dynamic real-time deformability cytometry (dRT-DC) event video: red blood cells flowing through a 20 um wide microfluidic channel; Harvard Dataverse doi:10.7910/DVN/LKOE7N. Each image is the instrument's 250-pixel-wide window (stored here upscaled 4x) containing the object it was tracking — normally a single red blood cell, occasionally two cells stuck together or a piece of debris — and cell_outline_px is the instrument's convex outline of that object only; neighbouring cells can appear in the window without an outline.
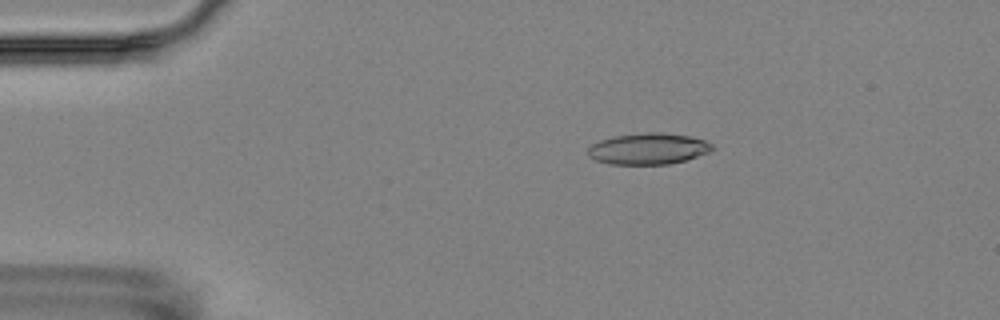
{"species": "Egyptian fruit bat (a non-hibernating species)", "species_latin": "Rousettus aegyptiacus", "temperature_condition": "room temperature", "stored_images_in_passage": 16, "camera_frame_rate_fps": 3000, "um_per_image_px": 0.085, "animal": {"sex": "female"}, "frame": {"image": 1, "passage_image": 3, "time_ms": 2.0, "image_size_px": [1000, 320], "cell_outline_px": [[716, 148], [708, 152], [684, 160], [668, 164], [608, 164], [596, 160], [588, 156], [588, 148], [592, 144], [600, 140], [612, 136], [648, 132], [660, 132], [688, 136], [704, 140], [712, 144]], "centroid_in_image_um": [55.07, 12.64], "position_along_channel_um": 29.9, "area_um2": 22.54}}
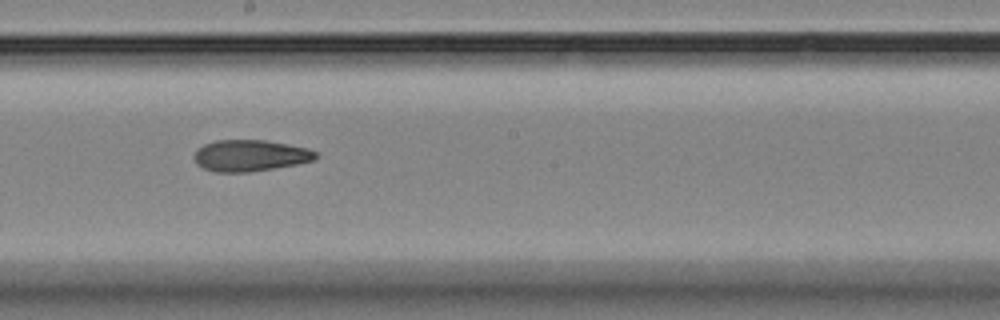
{"frame": {"image": 2, "passage_image": 9, "time_ms": 9.0, "image_size_px": [1000, 320], "cell_outline_px": [[316, 156], [312, 160], [296, 164], [248, 172], [216, 172], [204, 168], [196, 164], [196, 152], [204, 144], [216, 140], [264, 140], [288, 144], [308, 148], [316, 152]], "centroid_in_image_um": [21.26, 13.22], "position_along_channel_um": 226.9, "area_um2": 21.85}}
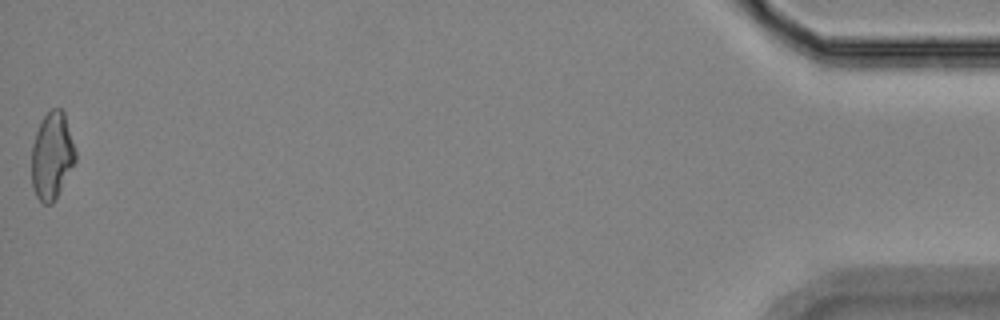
{"frame": {"image": 3, "passage_image": 16, "time_ms": 17.333, "image_size_px": [1000, 320], "cell_outline_px": [[76, 160], [52, 204], [44, 204], [36, 196], [32, 188], [32, 144], [36, 132], [44, 116], [52, 108], [60, 108], [64, 112], [76, 152]], "centroid_in_image_um": [4.41, 13.24], "position_along_channel_um": 430.8, "area_um2": 21.96}, "authors_computed_cell_mechanics": {"area_um2": 22.4842, "velocity_mm_per_s": 3.5605, "shape_relaxation_time_tau1_ms": 11.3619, "shape_relaxation_time_tau2_ms": null, "deformation_change_tau1": 0.2474, "deformation_change_tau2": null}}